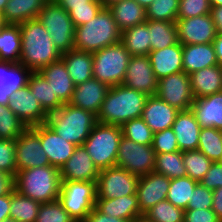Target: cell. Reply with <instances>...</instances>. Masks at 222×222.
<instances>
[{"mask_svg": "<svg viewBox=\"0 0 222 222\" xmlns=\"http://www.w3.org/2000/svg\"><path fill=\"white\" fill-rule=\"evenodd\" d=\"M21 32V55L19 63L32 72L58 61L61 53L56 49L50 34L38 18L19 24Z\"/></svg>", "mask_w": 222, "mask_h": 222, "instance_id": "6da1fadb", "label": "cell"}, {"mask_svg": "<svg viewBox=\"0 0 222 222\" xmlns=\"http://www.w3.org/2000/svg\"><path fill=\"white\" fill-rule=\"evenodd\" d=\"M148 97L124 84L112 86L96 116L97 122L122 126L131 119L140 118Z\"/></svg>", "mask_w": 222, "mask_h": 222, "instance_id": "7a4b0ae2", "label": "cell"}, {"mask_svg": "<svg viewBox=\"0 0 222 222\" xmlns=\"http://www.w3.org/2000/svg\"><path fill=\"white\" fill-rule=\"evenodd\" d=\"M61 177L58 168L51 165L16 172L15 190L40 204L59 199Z\"/></svg>", "mask_w": 222, "mask_h": 222, "instance_id": "3957f363", "label": "cell"}, {"mask_svg": "<svg viewBox=\"0 0 222 222\" xmlns=\"http://www.w3.org/2000/svg\"><path fill=\"white\" fill-rule=\"evenodd\" d=\"M121 42V31L111 11L103 7L90 22L75 27L74 49L95 52Z\"/></svg>", "mask_w": 222, "mask_h": 222, "instance_id": "277c9868", "label": "cell"}, {"mask_svg": "<svg viewBox=\"0 0 222 222\" xmlns=\"http://www.w3.org/2000/svg\"><path fill=\"white\" fill-rule=\"evenodd\" d=\"M96 123V115L92 112L69 103L63 104L58 111L49 113L46 121L61 138L76 146L84 144Z\"/></svg>", "mask_w": 222, "mask_h": 222, "instance_id": "5b68a950", "label": "cell"}, {"mask_svg": "<svg viewBox=\"0 0 222 222\" xmlns=\"http://www.w3.org/2000/svg\"><path fill=\"white\" fill-rule=\"evenodd\" d=\"M121 126L97 122L84 142L89 156L99 170L116 166Z\"/></svg>", "mask_w": 222, "mask_h": 222, "instance_id": "8992f818", "label": "cell"}, {"mask_svg": "<svg viewBox=\"0 0 222 222\" xmlns=\"http://www.w3.org/2000/svg\"><path fill=\"white\" fill-rule=\"evenodd\" d=\"M92 56L93 78L109 87L123 84L131 54L121 42L95 51Z\"/></svg>", "mask_w": 222, "mask_h": 222, "instance_id": "52a82bcc", "label": "cell"}, {"mask_svg": "<svg viewBox=\"0 0 222 222\" xmlns=\"http://www.w3.org/2000/svg\"><path fill=\"white\" fill-rule=\"evenodd\" d=\"M59 201L76 222H83L97 199V181L61 180Z\"/></svg>", "mask_w": 222, "mask_h": 222, "instance_id": "ba28073f", "label": "cell"}, {"mask_svg": "<svg viewBox=\"0 0 222 222\" xmlns=\"http://www.w3.org/2000/svg\"><path fill=\"white\" fill-rule=\"evenodd\" d=\"M38 19L61 54L74 49L75 26L69 13L59 3L50 0L39 13Z\"/></svg>", "mask_w": 222, "mask_h": 222, "instance_id": "9c48e42d", "label": "cell"}, {"mask_svg": "<svg viewBox=\"0 0 222 222\" xmlns=\"http://www.w3.org/2000/svg\"><path fill=\"white\" fill-rule=\"evenodd\" d=\"M155 159L156 153L152 145H141L121 137L116 161L117 167L141 177L154 171Z\"/></svg>", "mask_w": 222, "mask_h": 222, "instance_id": "30bf717a", "label": "cell"}, {"mask_svg": "<svg viewBox=\"0 0 222 222\" xmlns=\"http://www.w3.org/2000/svg\"><path fill=\"white\" fill-rule=\"evenodd\" d=\"M139 178L117 166L102 169L97 180V198L115 199L135 195Z\"/></svg>", "mask_w": 222, "mask_h": 222, "instance_id": "8fae6325", "label": "cell"}, {"mask_svg": "<svg viewBox=\"0 0 222 222\" xmlns=\"http://www.w3.org/2000/svg\"><path fill=\"white\" fill-rule=\"evenodd\" d=\"M156 95L179 111L191 109L194 102L190 77L184 71L159 79Z\"/></svg>", "mask_w": 222, "mask_h": 222, "instance_id": "7c38bea8", "label": "cell"}, {"mask_svg": "<svg viewBox=\"0 0 222 222\" xmlns=\"http://www.w3.org/2000/svg\"><path fill=\"white\" fill-rule=\"evenodd\" d=\"M15 151L17 171L50 165L40 137L31 127L15 139Z\"/></svg>", "mask_w": 222, "mask_h": 222, "instance_id": "4fadbf2b", "label": "cell"}, {"mask_svg": "<svg viewBox=\"0 0 222 222\" xmlns=\"http://www.w3.org/2000/svg\"><path fill=\"white\" fill-rule=\"evenodd\" d=\"M175 24L182 45L212 43L217 34L211 14L177 19Z\"/></svg>", "mask_w": 222, "mask_h": 222, "instance_id": "5bb4252c", "label": "cell"}, {"mask_svg": "<svg viewBox=\"0 0 222 222\" xmlns=\"http://www.w3.org/2000/svg\"><path fill=\"white\" fill-rule=\"evenodd\" d=\"M123 84L148 96L156 95L158 79L147 55L131 56Z\"/></svg>", "mask_w": 222, "mask_h": 222, "instance_id": "9a60e30c", "label": "cell"}, {"mask_svg": "<svg viewBox=\"0 0 222 222\" xmlns=\"http://www.w3.org/2000/svg\"><path fill=\"white\" fill-rule=\"evenodd\" d=\"M40 137V143L45 151L50 165L59 170L72 156L76 145L61 138L46 123L31 127Z\"/></svg>", "mask_w": 222, "mask_h": 222, "instance_id": "2e32d148", "label": "cell"}, {"mask_svg": "<svg viewBox=\"0 0 222 222\" xmlns=\"http://www.w3.org/2000/svg\"><path fill=\"white\" fill-rule=\"evenodd\" d=\"M169 186L170 179L154 171L139 178L136 195L141 215L166 199Z\"/></svg>", "mask_w": 222, "mask_h": 222, "instance_id": "e0dca14e", "label": "cell"}, {"mask_svg": "<svg viewBox=\"0 0 222 222\" xmlns=\"http://www.w3.org/2000/svg\"><path fill=\"white\" fill-rule=\"evenodd\" d=\"M8 107L27 127L46 123L48 118L28 85L12 95Z\"/></svg>", "mask_w": 222, "mask_h": 222, "instance_id": "ac0fdd59", "label": "cell"}, {"mask_svg": "<svg viewBox=\"0 0 222 222\" xmlns=\"http://www.w3.org/2000/svg\"><path fill=\"white\" fill-rule=\"evenodd\" d=\"M59 171L61 180L69 181H97L100 173L84 145L75 147L72 156Z\"/></svg>", "mask_w": 222, "mask_h": 222, "instance_id": "d6986e66", "label": "cell"}, {"mask_svg": "<svg viewBox=\"0 0 222 222\" xmlns=\"http://www.w3.org/2000/svg\"><path fill=\"white\" fill-rule=\"evenodd\" d=\"M31 73L21 63L0 60V105H8L12 95L28 85Z\"/></svg>", "mask_w": 222, "mask_h": 222, "instance_id": "ffe728a7", "label": "cell"}, {"mask_svg": "<svg viewBox=\"0 0 222 222\" xmlns=\"http://www.w3.org/2000/svg\"><path fill=\"white\" fill-rule=\"evenodd\" d=\"M109 88L107 84L91 78L75 86L69 104L97 116Z\"/></svg>", "mask_w": 222, "mask_h": 222, "instance_id": "44dd1931", "label": "cell"}, {"mask_svg": "<svg viewBox=\"0 0 222 222\" xmlns=\"http://www.w3.org/2000/svg\"><path fill=\"white\" fill-rule=\"evenodd\" d=\"M179 112L157 95L147 98L141 118L150 127L153 133L172 128L176 115Z\"/></svg>", "mask_w": 222, "mask_h": 222, "instance_id": "7402d4cb", "label": "cell"}, {"mask_svg": "<svg viewBox=\"0 0 222 222\" xmlns=\"http://www.w3.org/2000/svg\"><path fill=\"white\" fill-rule=\"evenodd\" d=\"M201 128L191 109L177 113L172 129L180 151L198 149Z\"/></svg>", "mask_w": 222, "mask_h": 222, "instance_id": "603a6c76", "label": "cell"}, {"mask_svg": "<svg viewBox=\"0 0 222 222\" xmlns=\"http://www.w3.org/2000/svg\"><path fill=\"white\" fill-rule=\"evenodd\" d=\"M148 57L158 80L171 74L184 71L182 44L180 42L163 49L151 51Z\"/></svg>", "mask_w": 222, "mask_h": 222, "instance_id": "cb8c5ba5", "label": "cell"}, {"mask_svg": "<svg viewBox=\"0 0 222 222\" xmlns=\"http://www.w3.org/2000/svg\"><path fill=\"white\" fill-rule=\"evenodd\" d=\"M50 84L52 92L64 103H69L75 84L72 81L64 61L60 58L58 61L43 67L39 71Z\"/></svg>", "mask_w": 222, "mask_h": 222, "instance_id": "d4e9b609", "label": "cell"}, {"mask_svg": "<svg viewBox=\"0 0 222 222\" xmlns=\"http://www.w3.org/2000/svg\"><path fill=\"white\" fill-rule=\"evenodd\" d=\"M191 110L201 127L222 130V91L194 99Z\"/></svg>", "mask_w": 222, "mask_h": 222, "instance_id": "484cf974", "label": "cell"}, {"mask_svg": "<svg viewBox=\"0 0 222 222\" xmlns=\"http://www.w3.org/2000/svg\"><path fill=\"white\" fill-rule=\"evenodd\" d=\"M183 69L188 75L218 65L212 43L182 45Z\"/></svg>", "mask_w": 222, "mask_h": 222, "instance_id": "4316f807", "label": "cell"}, {"mask_svg": "<svg viewBox=\"0 0 222 222\" xmlns=\"http://www.w3.org/2000/svg\"><path fill=\"white\" fill-rule=\"evenodd\" d=\"M94 207L102 214L130 222L141 216L136 194L115 199L97 198Z\"/></svg>", "mask_w": 222, "mask_h": 222, "instance_id": "83f0119b", "label": "cell"}, {"mask_svg": "<svg viewBox=\"0 0 222 222\" xmlns=\"http://www.w3.org/2000/svg\"><path fill=\"white\" fill-rule=\"evenodd\" d=\"M194 99L203 98L222 91V67L214 65L189 75Z\"/></svg>", "mask_w": 222, "mask_h": 222, "instance_id": "f1b7e54d", "label": "cell"}, {"mask_svg": "<svg viewBox=\"0 0 222 222\" xmlns=\"http://www.w3.org/2000/svg\"><path fill=\"white\" fill-rule=\"evenodd\" d=\"M50 0H8L2 12L5 24L19 25L38 18L39 13Z\"/></svg>", "mask_w": 222, "mask_h": 222, "instance_id": "f546056e", "label": "cell"}, {"mask_svg": "<svg viewBox=\"0 0 222 222\" xmlns=\"http://www.w3.org/2000/svg\"><path fill=\"white\" fill-rule=\"evenodd\" d=\"M107 8L111 11L121 32L147 21L146 9L135 0L117 1Z\"/></svg>", "mask_w": 222, "mask_h": 222, "instance_id": "4dcf8cb0", "label": "cell"}, {"mask_svg": "<svg viewBox=\"0 0 222 222\" xmlns=\"http://www.w3.org/2000/svg\"><path fill=\"white\" fill-rule=\"evenodd\" d=\"M61 59L75 85L93 78V56L91 52L72 49L61 54Z\"/></svg>", "mask_w": 222, "mask_h": 222, "instance_id": "1f68e13d", "label": "cell"}, {"mask_svg": "<svg viewBox=\"0 0 222 222\" xmlns=\"http://www.w3.org/2000/svg\"><path fill=\"white\" fill-rule=\"evenodd\" d=\"M28 87L47 114L56 112L63 106L64 103L52 92L50 84L40 72L31 73Z\"/></svg>", "mask_w": 222, "mask_h": 222, "instance_id": "d6a6232c", "label": "cell"}, {"mask_svg": "<svg viewBox=\"0 0 222 222\" xmlns=\"http://www.w3.org/2000/svg\"><path fill=\"white\" fill-rule=\"evenodd\" d=\"M121 43L131 56H148L151 52V44L147 21L122 31Z\"/></svg>", "mask_w": 222, "mask_h": 222, "instance_id": "836d02e7", "label": "cell"}, {"mask_svg": "<svg viewBox=\"0 0 222 222\" xmlns=\"http://www.w3.org/2000/svg\"><path fill=\"white\" fill-rule=\"evenodd\" d=\"M151 51L163 49L178 43L175 22L147 20Z\"/></svg>", "mask_w": 222, "mask_h": 222, "instance_id": "e575fe53", "label": "cell"}, {"mask_svg": "<svg viewBox=\"0 0 222 222\" xmlns=\"http://www.w3.org/2000/svg\"><path fill=\"white\" fill-rule=\"evenodd\" d=\"M21 32L19 25L5 24L0 30V60L19 63Z\"/></svg>", "mask_w": 222, "mask_h": 222, "instance_id": "d590c367", "label": "cell"}, {"mask_svg": "<svg viewBox=\"0 0 222 222\" xmlns=\"http://www.w3.org/2000/svg\"><path fill=\"white\" fill-rule=\"evenodd\" d=\"M40 203L16 190L10 194V218L17 222H36Z\"/></svg>", "mask_w": 222, "mask_h": 222, "instance_id": "8d00e7d4", "label": "cell"}, {"mask_svg": "<svg viewBox=\"0 0 222 222\" xmlns=\"http://www.w3.org/2000/svg\"><path fill=\"white\" fill-rule=\"evenodd\" d=\"M154 172L165 175L169 179L186 177V168L183 163V152L156 154Z\"/></svg>", "mask_w": 222, "mask_h": 222, "instance_id": "74e56055", "label": "cell"}, {"mask_svg": "<svg viewBox=\"0 0 222 222\" xmlns=\"http://www.w3.org/2000/svg\"><path fill=\"white\" fill-rule=\"evenodd\" d=\"M197 183L188 176L170 179L166 199L174 206L186 210Z\"/></svg>", "mask_w": 222, "mask_h": 222, "instance_id": "f35d334b", "label": "cell"}, {"mask_svg": "<svg viewBox=\"0 0 222 222\" xmlns=\"http://www.w3.org/2000/svg\"><path fill=\"white\" fill-rule=\"evenodd\" d=\"M198 150L212 162H218L222 154V130L202 127L199 135Z\"/></svg>", "mask_w": 222, "mask_h": 222, "instance_id": "ab89813d", "label": "cell"}, {"mask_svg": "<svg viewBox=\"0 0 222 222\" xmlns=\"http://www.w3.org/2000/svg\"><path fill=\"white\" fill-rule=\"evenodd\" d=\"M183 163L187 176L200 182L213 162L205 154L196 149L183 151Z\"/></svg>", "mask_w": 222, "mask_h": 222, "instance_id": "60d3db41", "label": "cell"}, {"mask_svg": "<svg viewBox=\"0 0 222 222\" xmlns=\"http://www.w3.org/2000/svg\"><path fill=\"white\" fill-rule=\"evenodd\" d=\"M122 136L141 145H152L153 132L140 117L125 122L122 126Z\"/></svg>", "mask_w": 222, "mask_h": 222, "instance_id": "b9f144b4", "label": "cell"}, {"mask_svg": "<svg viewBox=\"0 0 222 222\" xmlns=\"http://www.w3.org/2000/svg\"><path fill=\"white\" fill-rule=\"evenodd\" d=\"M144 215L152 222H183L184 210L165 199L154 205Z\"/></svg>", "mask_w": 222, "mask_h": 222, "instance_id": "7bdbcfd3", "label": "cell"}, {"mask_svg": "<svg viewBox=\"0 0 222 222\" xmlns=\"http://www.w3.org/2000/svg\"><path fill=\"white\" fill-rule=\"evenodd\" d=\"M26 128L8 105H0V139H16Z\"/></svg>", "mask_w": 222, "mask_h": 222, "instance_id": "ee69618b", "label": "cell"}, {"mask_svg": "<svg viewBox=\"0 0 222 222\" xmlns=\"http://www.w3.org/2000/svg\"><path fill=\"white\" fill-rule=\"evenodd\" d=\"M180 0H155L146 9L147 20L175 22Z\"/></svg>", "mask_w": 222, "mask_h": 222, "instance_id": "f6af8a7d", "label": "cell"}, {"mask_svg": "<svg viewBox=\"0 0 222 222\" xmlns=\"http://www.w3.org/2000/svg\"><path fill=\"white\" fill-rule=\"evenodd\" d=\"M36 222H76L59 200L40 205Z\"/></svg>", "mask_w": 222, "mask_h": 222, "instance_id": "bcb514c9", "label": "cell"}, {"mask_svg": "<svg viewBox=\"0 0 222 222\" xmlns=\"http://www.w3.org/2000/svg\"><path fill=\"white\" fill-rule=\"evenodd\" d=\"M103 8L99 0H90L86 5L72 6L69 16L75 27L93 20Z\"/></svg>", "mask_w": 222, "mask_h": 222, "instance_id": "7dc6e473", "label": "cell"}, {"mask_svg": "<svg viewBox=\"0 0 222 222\" xmlns=\"http://www.w3.org/2000/svg\"><path fill=\"white\" fill-rule=\"evenodd\" d=\"M211 8L209 0H180L177 19L210 14Z\"/></svg>", "mask_w": 222, "mask_h": 222, "instance_id": "c3c4849f", "label": "cell"}, {"mask_svg": "<svg viewBox=\"0 0 222 222\" xmlns=\"http://www.w3.org/2000/svg\"><path fill=\"white\" fill-rule=\"evenodd\" d=\"M152 147L156 154L180 151L172 128L154 133Z\"/></svg>", "mask_w": 222, "mask_h": 222, "instance_id": "681fc988", "label": "cell"}, {"mask_svg": "<svg viewBox=\"0 0 222 222\" xmlns=\"http://www.w3.org/2000/svg\"><path fill=\"white\" fill-rule=\"evenodd\" d=\"M15 139H0V170L15 177L17 172Z\"/></svg>", "mask_w": 222, "mask_h": 222, "instance_id": "f907efd6", "label": "cell"}, {"mask_svg": "<svg viewBox=\"0 0 222 222\" xmlns=\"http://www.w3.org/2000/svg\"><path fill=\"white\" fill-rule=\"evenodd\" d=\"M213 191L198 182L192 192L187 209H212Z\"/></svg>", "mask_w": 222, "mask_h": 222, "instance_id": "816d5d0a", "label": "cell"}, {"mask_svg": "<svg viewBox=\"0 0 222 222\" xmlns=\"http://www.w3.org/2000/svg\"><path fill=\"white\" fill-rule=\"evenodd\" d=\"M200 183L212 191L222 187V165L218 162H213Z\"/></svg>", "mask_w": 222, "mask_h": 222, "instance_id": "f5cc1de1", "label": "cell"}, {"mask_svg": "<svg viewBox=\"0 0 222 222\" xmlns=\"http://www.w3.org/2000/svg\"><path fill=\"white\" fill-rule=\"evenodd\" d=\"M183 222H221L212 209H186Z\"/></svg>", "mask_w": 222, "mask_h": 222, "instance_id": "db71d44e", "label": "cell"}, {"mask_svg": "<svg viewBox=\"0 0 222 222\" xmlns=\"http://www.w3.org/2000/svg\"><path fill=\"white\" fill-rule=\"evenodd\" d=\"M14 190V176L0 170V196L11 194Z\"/></svg>", "mask_w": 222, "mask_h": 222, "instance_id": "11a10c76", "label": "cell"}, {"mask_svg": "<svg viewBox=\"0 0 222 222\" xmlns=\"http://www.w3.org/2000/svg\"><path fill=\"white\" fill-rule=\"evenodd\" d=\"M83 222H130V221L102 214L94 207Z\"/></svg>", "mask_w": 222, "mask_h": 222, "instance_id": "9f6ffc18", "label": "cell"}, {"mask_svg": "<svg viewBox=\"0 0 222 222\" xmlns=\"http://www.w3.org/2000/svg\"><path fill=\"white\" fill-rule=\"evenodd\" d=\"M212 210L217 218L222 222V187L213 190Z\"/></svg>", "mask_w": 222, "mask_h": 222, "instance_id": "6f0895ef", "label": "cell"}, {"mask_svg": "<svg viewBox=\"0 0 222 222\" xmlns=\"http://www.w3.org/2000/svg\"><path fill=\"white\" fill-rule=\"evenodd\" d=\"M10 194L0 196V222L10 217Z\"/></svg>", "mask_w": 222, "mask_h": 222, "instance_id": "680465c9", "label": "cell"}, {"mask_svg": "<svg viewBox=\"0 0 222 222\" xmlns=\"http://www.w3.org/2000/svg\"><path fill=\"white\" fill-rule=\"evenodd\" d=\"M210 14L217 33H222V6L212 7Z\"/></svg>", "mask_w": 222, "mask_h": 222, "instance_id": "91938a15", "label": "cell"}, {"mask_svg": "<svg viewBox=\"0 0 222 222\" xmlns=\"http://www.w3.org/2000/svg\"><path fill=\"white\" fill-rule=\"evenodd\" d=\"M212 44L214 46L218 65L222 67V33L216 34V37Z\"/></svg>", "mask_w": 222, "mask_h": 222, "instance_id": "94428289", "label": "cell"}, {"mask_svg": "<svg viewBox=\"0 0 222 222\" xmlns=\"http://www.w3.org/2000/svg\"><path fill=\"white\" fill-rule=\"evenodd\" d=\"M68 13L72 10V6L86 5L90 0H55Z\"/></svg>", "mask_w": 222, "mask_h": 222, "instance_id": "6125c7cd", "label": "cell"}, {"mask_svg": "<svg viewBox=\"0 0 222 222\" xmlns=\"http://www.w3.org/2000/svg\"><path fill=\"white\" fill-rule=\"evenodd\" d=\"M139 5L143 8L147 9V7L152 4L155 0H135Z\"/></svg>", "mask_w": 222, "mask_h": 222, "instance_id": "be15d7a7", "label": "cell"}, {"mask_svg": "<svg viewBox=\"0 0 222 222\" xmlns=\"http://www.w3.org/2000/svg\"><path fill=\"white\" fill-rule=\"evenodd\" d=\"M131 222H152V221L149 220L145 215H141L140 217L135 218Z\"/></svg>", "mask_w": 222, "mask_h": 222, "instance_id": "e7e4bbea", "label": "cell"}, {"mask_svg": "<svg viewBox=\"0 0 222 222\" xmlns=\"http://www.w3.org/2000/svg\"><path fill=\"white\" fill-rule=\"evenodd\" d=\"M99 1L102 3L103 7H108L111 4L121 0H99Z\"/></svg>", "mask_w": 222, "mask_h": 222, "instance_id": "03108f58", "label": "cell"}, {"mask_svg": "<svg viewBox=\"0 0 222 222\" xmlns=\"http://www.w3.org/2000/svg\"><path fill=\"white\" fill-rule=\"evenodd\" d=\"M211 7L222 6V0H209Z\"/></svg>", "mask_w": 222, "mask_h": 222, "instance_id": "003e7915", "label": "cell"}, {"mask_svg": "<svg viewBox=\"0 0 222 222\" xmlns=\"http://www.w3.org/2000/svg\"><path fill=\"white\" fill-rule=\"evenodd\" d=\"M7 3H8V0H0V12L4 11Z\"/></svg>", "mask_w": 222, "mask_h": 222, "instance_id": "a7ac6f4b", "label": "cell"}, {"mask_svg": "<svg viewBox=\"0 0 222 222\" xmlns=\"http://www.w3.org/2000/svg\"><path fill=\"white\" fill-rule=\"evenodd\" d=\"M5 26L2 12H0V30Z\"/></svg>", "mask_w": 222, "mask_h": 222, "instance_id": "89a4df30", "label": "cell"}, {"mask_svg": "<svg viewBox=\"0 0 222 222\" xmlns=\"http://www.w3.org/2000/svg\"><path fill=\"white\" fill-rule=\"evenodd\" d=\"M1 222H17V221L9 217V218H7V219H4V220L1 221Z\"/></svg>", "mask_w": 222, "mask_h": 222, "instance_id": "2644e50d", "label": "cell"}, {"mask_svg": "<svg viewBox=\"0 0 222 222\" xmlns=\"http://www.w3.org/2000/svg\"><path fill=\"white\" fill-rule=\"evenodd\" d=\"M218 163L222 165V154H221L220 159L218 160Z\"/></svg>", "mask_w": 222, "mask_h": 222, "instance_id": "8c879c8a", "label": "cell"}]
</instances>
